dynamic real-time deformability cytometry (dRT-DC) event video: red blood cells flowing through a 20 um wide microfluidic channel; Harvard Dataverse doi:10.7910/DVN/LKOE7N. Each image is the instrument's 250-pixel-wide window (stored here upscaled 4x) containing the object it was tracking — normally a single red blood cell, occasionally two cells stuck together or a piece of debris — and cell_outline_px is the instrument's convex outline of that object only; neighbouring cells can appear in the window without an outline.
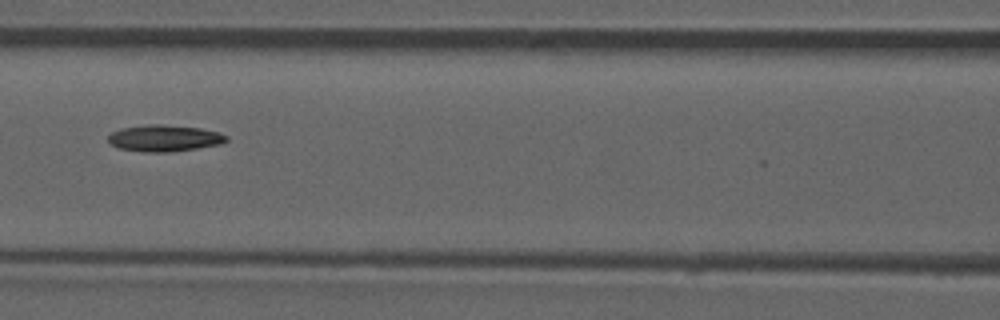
{"species": "common noctule bat (a hibernating species)", "species_latin": "Nyctalus noctula", "temperature_condition": "room temperature", "stored_images_in_passage": 52, "camera_frame_rate_fps": 3000, "um_per_image_px": 0.085, "animal": {"sex": "male", "forearm_length_mm": 52.5}, "frame": {"image": 1, "passage_image": 23, "time_ms": 7.333, "image_size_px": [1000, 320], "cell_outline_px": [[228, 140], [220, 144], [196, 148], [168, 152], [144, 152], [120, 148], [112, 144], [108, 140], [108, 136], [112, 132], [120, 128], [148, 124], [160, 124], [200, 128], [220, 132], [228, 136]], "centroid_in_image_um": [13.98, 11.73], "position_along_channel_um": 152.6, "area_um2": 18.21}}